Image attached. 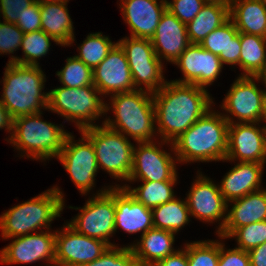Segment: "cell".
<instances>
[{
  "label": "cell",
  "instance_id": "obj_1",
  "mask_svg": "<svg viewBox=\"0 0 266 266\" xmlns=\"http://www.w3.org/2000/svg\"><path fill=\"white\" fill-rule=\"evenodd\" d=\"M153 103L161 145L171 144L213 106L207 89L175 81L153 93Z\"/></svg>",
  "mask_w": 266,
  "mask_h": 266
},
{
  "label": "cell",
  "instance_id": "obj_2",
  "mask_svg": "<svg viewBox=\"0 0 266 266\" xmlns=\"http://www.w3.org/2000/svg\"><path fill=\"white\" fill-rule=\"evenodd\" d=\"M228 127L229 123L222 113L210 109L170 144L171 152L180 163L224 162L228 149Z\"/></svg>",
  "mask_w": 266,
  "mask_h": 266
},
{
  "label": "cell",
  "instance_id": "obj_3",
  "mask_svg": "<svg viewBox=\"0 0 266 266\" xmlns=\"http://www.w3.org/2000/svg\"><path fill=\"white\" fill-rule=\"evenodd\" d=\"M110 96L111 107L106 103L105 109L106 112L112 109L115 118L108 117L102 124L127 138L130 136L136 143L154 141L156 120L153 93L135 89Z\"/></svg>",
  "mask_w": 266,
  "mask_h": 266
},
{
  "label": "cell",
  "instance_id": "obj_4",
  "mask_svg": "<svg viewBox=\"0 0 266 266\" xmlns=\"http://www.w3.org/2000/svg\"><path fill=\"white\" fill-rule=\"evenodd\" d=\"M5 67L0 102L11 118L14 120L47 110L48 92H42L46 76L41 67L13 62H8Z\"/></svg>",
  "mask_w": 266,
  "mask_h": 266
},
{
  "label": "cell",
  "instance_id": "obj_5",
  "mask_svg": "<svg viewBox=\"0 0 266 266\" xmlns=\"http://www.w3.org/2000/svg\"><path fill=\"white\" fill-rule=\"evenodd\" d=\"M64 194L58 186L37 195L36 197L17 204L0 216V229L3 239L50 230V224L64 209Z\"/></svg>",
  "mask_w": 266,
  "mask_h": 266
},
{
  "label": "cell",
  "instance_id": "obj_6",
  "mask_svg": "<svg viewBox=\"0 0 266 266\" xmlns=\"http://www.w3.org/2000/svg\"><path fill=\"white\" fill-rule=\"evenodd\" d=\"M42 112L20 116L13 120L12 133L8 142L13 144L19 152L28 158L36 160H50L60 154L65 139L69 134L63 125L41 119Z\"/></svg>",
  "mask_w": 266,
  "mask_h": 266
},
{
  "label": "cell",
  "instance_id": "obj_7",
  "mask_svg": "<svg viewBox=\"0 0 266 266\" xmlns=\"http://www.w3.org/2000/svg\"><path fill=\"white\" fill-rule=\"evenodd\" d=\"M94 85L78 88L60 86L48 92L49 111L66 118V121L75 122L80 130L91 127L96 119L106 114V103Z\"/></svg>",
  "mask_w": 266,
  "mask_h": 266
},
{
  "label": "cell",
  "instance_id": "obj_8",
  "mask_svg": "<svg viewBox=\"0 0 266 266\" xmlns=\"http://www.w3.org/2000/svg\"><path fill=\"white\" fill-rule=\"evenodd\" d=\"M79 132L92 142L98 167L114 179L127 182L133 166L134 144L122 133L104 124L87 127Z\"/></svg>",
  "mask_w": 266,
  "mask_h": 266
},
{
  "label": "cell",
  "instance_id": "obj_9",
  "mask_svg": "<svg viewBox=\"0 0 266 266\" xmlns=\"http://www.w3.org/2000/svg\"><path fill=\"white\" fill-rule=\"evenodd\" d=\"M99 191L82 208L69 207L80 210V213L67 224L80 234L115 246L109 239L115 233L114 186Z\"/></svg>",
  "mask_w": 266,
  "mask_h": 266
},
{
  "label": "cell",
  "instance_id": "obj_10",
  "mask_svg": "<svg viewBox=\"0 0 266 266\" xmlns=\"http://www.w3.org/2000/svg\"><path fill=\"white\" fill-rule=\"evenodd\" d=\"M117 43L126 54L135 89L155 93L166 84L162 60L150 39L125 37Z\"/></svg>",
  "mask_w": 266,
  "mask_h": 266
},
{
  "label": "cell",
  "instance_id": "obj_11",
  "mask_svg": "<svg viewBox=\"0 0 266 266\" xmlns=\"http://www.w3.org/2000/svg\"><path fill=\"white\" fill-rule=\"evenodd\" d=\"M261 82L259 76H241L233 82L225 95L221 108L228 114L224 118L231 123H261L265 117L266 90L259 89L255 82Z\"/></svg>",
  "mask_w": 266,
  "mask_h": 266
},
{
  "label": "cell",
  "instance_id": "obj_12",
  "mask_svg": "<svg viewBox=\"0 0 266 266\" xmlns=\"http://www.w3.org/2000/svg\"><path fill=\"white\" fill-rule=\"evenodd\" d=\"M77 143L69 133L57 159L70 174L72 182L82 194L87 195L95 185V177L99 170L92 142L81 132Z\"/></svg>",
  "mask_w": 266,
  "mask_h": 266
},
{
  "label": "cell",
  "instance_id": "obj_13",
  "mask_svg": "<svg viewBox=\"0 0 266 266\" xmlns=\"http://www.w3.org/2000/svg\"><path fill=\"white\" fill-rule=\"evenodd\" d=\"M62 230V231H61ZM55 234V266H82L99 258L109 245L78 233L65 224Z\"/></svg>",
  "mask_w": 266,
  "mask_h": 266
},
{
  "label": "cell",
  "instance_id": "obj_14",
  "mask_svg": "<svg viewBox=\"0 0 266 266\" xmlns=\"http://www.w3.org/2000/svg\"><path fill=\"white\" fill-rule=\"evenodd\" d=\"M133 149V166L128 181L177 180L176 161L156 142L137 143ZM176 160V161H175Z\"/></svg>",
  "mask_w": 266,
  "mask_h": 266
},
{
  "label": "cell",
  "instance_id": "obj_15",
  "mask_svg": "<svg viewBox=\"0 0 266 266\" xmlns=\"http://www.w3.org/2000/svg\"><path fill=\"white\" fill-rule=\"evenodd\" d=\"M199 174V175H198ZM196 180L192 183L186 202L190 216L203 222H219L218 234L226 221L227 202L219 190V186L210 178L198 173Z\"/></svg>",
  "mask_w": 266,
  "mask_h": 266
},
{
  "label": "cell",
  "instance_id": "obj_16",
  "mask_svg": "<svg viewBox=\"0 0 266 266\" xmlns=\"http://www.w3.org/2000/svg\"><path fill=\"white\" fill-rule=\"evenodd\" d=\"M225 160L266 164V125L260 127L259 123L238 122L229 124Z\"/></svg>",
  "mask_w": 266,
  "mask_h": 266
},
{
  "label": "cell",
  "instance_id": "obj_17",
  "mask_svg": "<svg viewBox=\"0 0 266 266\" xmlns=\"http://www.w3.org/2000/svg\"><path fill=\"white\" fill-rule=\"evenodd\" d=\"M46 230L15 237L8 246L0 250L2 264H30L39 260L55 266V233Z\"/></svg>",
  "mask_w": 266,
  "mask_h": 266
},
{
  "label": "cell",
  "instance_id": "obj_18",
  "mask_svg": "<svg viewBox=\"0 0 266 266\" xmlns=\"http://www.w3.org/2000/svg\"><path fill=\"white\" fill-rule=\"evenodd\" d=\"M182 73L183 79L172 80L178 83L194 84L206 88L222 71L223 64L218 55L205 50L200 44H190L174 62Z\"/></svg>",
  "mask_w": 266,
  "mask_h": 266
},
{
  "label": "cell",
  "instance_id": "obj_19",
  "mask_svg": "<svg viewBox=\"0 0 266 266\" xmlns=\"http://www.w3.org/2000/svg\"><path fill=\"white\" fill-rule=\"evenodd\" d=\"M92 71L93 84L102 95L135 90L126 54L118 43Z\"/></svg>",
  "mask_w": 266,
  "mask_h": 266
},
{
  "label": "cell",
  "instance_id": "obj_20",
  "mask_svg": "<svg viewBox=\"0 0 266 266\" xmlns=\"http://www.w3.org/2000/svg\"><path fill=\"white\" fill-rule=\"evenodd\" d=\"M121 4V5H120ZM123 20L129 25L131 37L151 39L167 10L166 0H121Z\"/></svg>",
  "mask_w": 266,
  "mask_h": 266
},
{
  "label": "cell",
  "instance_id": "obj_21",
  "mask_svg": "<svg viewBox=\"0 0 266 266\" xmlns=\"http://www.w3.org/2000/svg\"><path fill=\"white\" fill-rule=\"evenodd\" d=\"M115 232L118 228L134 234L154 228L152 210L145 207L121 185L114 186Z\"/></svg>",
  "mask_w": 266,
  "mask_h": 266
},
{
  "label": "cell",
  "instance_id": "obj_22",
  "mask_svg": "<svg viewBox=\"0 0 266 266\" xmlns=\"http://www.w3.org/2000/svg\"><path fill=\"white\" fill-rule=\"evenodd\" d=\"M150 40L158 58L160 60L165 59L173 64L191 44L186 24L182 23L168 10L163 13Z\"/></svg>",
  "mask_w": 266,
  "mask_h": 266
},
{
  "label": "cell",
  "instance_id": "obj_23",
  "mask_svg": "<svg viewBox=\"0 0 266 266\" xmlns=\"http://www.w3.org/2000/svg\"><path fill=\"white\" fill-rule=\"evenodd\" d=\"M227 205L226 221L217 234L222 240L227 239L237 228L266 220V189L249 193L242 198L230 201Z\"/></svg>",
  "mask_w": 266,
  "mask_h": 266
},
{
  "label": "cell",
  "instance_id": "obj_24",
  "mask_svg": "<svg viewBox=\"0 0 266 266\" xmlns=\"http://www.w3.org/2000/svg\"><path fill=\"white\" fill-rule=\"evenodd\" d=\"M265 164L239 162L222 178L219 190L227 205L230 201L263 189L262 174Z\"/></svg>",
  "mask_w": 266,
  "mask_h": 266
},
{
  "label": "cell",
  "instance_id": "obj_25",
  "mask_svg": "<svg viewBox=\"0 0 266 266\" xmlns=\"http://www.w3.org/2000/svg\"><path fill=\"white\" fill-rule=\"evenodd\" d=\"M175 233L152 228L141 236L136 244H131L138 266H155L177 250L174 249Z\"/></svg>",
  "mask_w": 266,
  "mask_h": 266
},
{
  "label": "cell",
  "instance_id": "obj_26",
  "mask_svg": "<svg viewBox=\"0 0 266 266\" xmlns=\"http://www.w3.org/2000/svg\"><path fill=\"white\" fill-rule=\"evenodd\" d=\"M200 45L205 50L218 55L223 65H239L240 67V32L230 19L210 32Z\"/></svg>",
  "mask_w": 266,
  "mask_h": 266
},
{
  "label": "cell",
  "instance_id": "obj_27",
  "mask_svg": "<svg viewBox=\"0 0 266 266\" xmlns=\"http://www.w3.org/2000/svg\"><path fill=\"white\" fill-rule=\"evenodd\" d=\"M67 2H46L40 4L41 30L54 38L61 46L75 41L73 22Z\"/></svg>",
  "mask_w": 266,
  "mask_h": 266
},
{
  "label": "cell",
  "instance_id": "obj_28",
  "mask_svg": "<svg viewBox=\"0 0 266 266\" xmlns=\"http://www.w3.org/2000/svg\"><path fill=\"white\" fill-rule=\"evenodd\" d=\"M229 18L240 33L266 38V5L261 0H232Z\"/></svg>",
  "mask_w": 266,
  "mask_h": 266
},
{
  "label": "cell",
  "instance_id": "obj_29",
  "mask_svg": "<svg viewBox=\"0 0 266 266\" xmlns=\"http://www.w3.org/2000/svg\"><path fill=\"white\" fill-rule=\"evenodd\" d=\"M229 19V6L206 3L186 25L190 43L201 44L210 32L221 27Z\"/></svg>",
  "mask_w": 266,
  "mask_h": 266
},
{
  "label": "cell",
  "instance_id": "obj_30",
  "mask_svg": "<svg viewBox=\"0 0 266 266\" xmlns=\"http://www.w3.org/2000/svg\"><path fill=\"white\" fill-rule=\"evenodd\" d=\"M241 76H259L266 67V38L240 33Z\"/></svg>",
  "mask_w": 266,
  "mask_h": 266
},
{
  "label": "cell",
  "instance_id": "obj_31",
  "mask_svg": "<svg viewBox=\"0 0 266 266\" xmlns=\"http://www.w3.org/2000/svg\"><path fill=\"white\" fill-rule=\"evenodd\" d=\"M189 215L186 199L180 200L175 197L173 200L152 209L153 226L156 229H162L176 234L182 227L189 223Z\"/></svg>",
  "mask_w": 266,
  "mask_h": 266
},
{
  "label": "cell",
  "instance_id": "obj_32",
  "mask_svg": "<svg viewBox=\"0 0 266 266\" xmlns=\"http://www.w3.org/2000/svg\"><path fill=\"white\" fill-rule=\"evenodd\" d=\"M176 181H142L143 184L136 188H132L126 184L122 187L127 189L145 207L152 210L176 197L173 190Z\"/></svg>",
  "mask_w": 266,
  "mask_h": 266
},
{
  "label": "cell",
  "instance_id": "obj_33",
  "mask_svg": "<svg viewBox=\"0 0 266 266\" xmlns=\"http://www.w3.org/2000/svg\"><path fill=\"white\" fill-rule=\"evenodd\" d=\"M51 41L60 45L54 38L47 35L43 30H37L34 32L24 33L21 48L24 53V57H15L11 55L8 62H13L20 65L39 66L38 60L40 57L45 56L51 46Z\"/></svg>",
  "mask_w": 266,
  "mask_h": 266
},
{
  "label": "cell",
  "instance_id": "obj_34",
  "mask_svg": "<svg viewBox=\"0 0 266 266\" xmlns=\"http://www.w3.org/2000/svg\"><path fill=\"white\" fill-rule=\"evenodd\" d=\"M117 44L101 32L90 33L83 43L78 46L79 54L75 55L92 70L98 66Z\"/></svg>",
  "mask_w": 266,
  "mask_h": 266
},
{
  "label": "cell",
  "instance_id": "obj_35",
  "mask_svg": "<svg viewBox=\"0 0 266 266\" xmlns=\"http://www.w3.org/2000/svg\"><path fill=\"white\" fill-rule=\"evenodd\" d=\"M56 75L63 86L78 88L93 84V71L75 56L68 57L66 64Z\"/></svg>",
  "mask_w": 266,
  "mask_h": 266
},
{
  "label": "cell",
  "instance_id": "obj_36",
  "mask_svg": "<svg viewBox=\"0 0 266 266\" xmlns=\"http://www.w3.org/2000/svg\"><path fill=\"white\" fill-rule=\"evenodd\" d=\"M189 266H217L220 255V241L203 240L186 243Z\"/></svg>",
  "mask_w": 266,
  "mask_h": 266
},
{
  "label": "cell",
  "instance_id": "obj_37",
  "mask_svg": "<svg viewBox=\"0 0 266 266\" xmlns=\"http://www.w3.org/2000/svg\"><path fill=\"white\" fill-rule=\"evenodd\" d=\"M237 240V248L245 251L266 242V220L237 228L228 238Z\"/></svg>",
  "mask_w": 266,
  "mask_h": 266
},
{
  "label": "cell",
  "instance_id": "obj_38",
  "mask_svg": "<svg viewBox=\"0 0 266 266\" xmlns=\"http://www.w3.org/2000/svg\"><path fill=\"white\" fill-rule=\"evenodd\" d=\"M82 266H138L131 247L109 246L96 260Z\"/></svg>",
  "mask_w": 266,
  "mask_h": 266
},
{
  "label": "cell",
  "instance_id": "obj_39",
  "mask_svg": "<svg viewBox=\"0 0 266 266\" xmlns=\"http://www.w3.org/2000/svg\"><path fill=\"white\" fill-rule=\"evenodd\" d=\"M205 4L204 0H166L167 10L186 25L195 18Z\"/></svg>",
  "mask_w": 266,
  "mask_h": 266
},
{
  "label": "cell",
  "instance_id": "obj_40",
  "mask_svg": "<svg viewBox=\"0 0 266 266\" xmlns=\"http://www.w3.org/2000/svg\"><path fill=\"white\" fill-rule=\"evenodd\" d=\"M23 34L16 24L0 21V54H13L20 48Z\"/></svg>",
  "mask_w": 266,
  "mask_h": 266
},
{
  "label": "cell",
  "instance_id": "obj_41",
  "mask_svg": "<svg viewBox=\"0 0 266 266\" xmlns=\"http://www.w3.org/2000/svg\"><path fill=\"white\" fill-rule=\"evenodd\" d=\"M220 242V255L217 266H251L248 251L237 248L226 249ZM226 249V250H225Z\"/></svg>",
  "mask_w": 266,
  "mask_h": 266
},
{
  "label": "cell",
  "instance_id": "obj_42",
  "mask_svg": "<svg viewBox=\"0 0 266 266\" xmlns=\"http://www.w3.org/2000/svg\"><path fill=\"white\" fill-rule=\"evenodd\" d=\"M16 25L23 33L41 30L40 4L33 2L17 19Z\"/></svg>",
  "mask_w": 266,
  "mask_h": 266
},
{
  "label": "cell",
  "instance_id": "obj_43",
  "mask_svg": "<svg viewBox=\"0 0 266 266\" xmlns=\"http://www.w3.org/2000/svg\"><path fill=\"white\" fill-rule=\"evenodd\" d=\"M34 0H0V12L3 21L16 24L20 15L32 5Z\"/></svg>",
  "mask_w": 266,
  "mask_h": 266
},
{
  "label": "cell",
  "instance_id": "obj_44",
  "mask_svg": "<svg viewBox=\"0 0 266 266\" xmlns=\"http://www.w3.org/2000/svg\"><path fill=\"white\" fill-rule=\"evenodd\" d=\"M155 266H189L186 244L183 249L178 248L176 252L159 261Z\"/></svg>",
  "mask_w": 266,
  "mask_h": 266
},
{
  "label": "cell",
  "instance_id": "obj_45",
  "mask_svg": "<svg viewBox=\"0 0 266 266\" xmlns=\"http://www.w3.org/2000/svg\"><path fill=\"white\" fill-rule=\"evenodd\" d=\"M248 253L251 266H266V242L250 249Z\"/></svg>",
  "mask_w": 266,
  "mask_h": 266
},
{
  "label": "cell",
  "instance_id": "obj_46",
  "mask_svg": "<svg viewBox=\"0 0 266 266\" xmlns=\"http://www.w3.org/2000/svg\"><path fill=\"white\" fill-rule=\"evenodd\" d=\"M13 119L11 118L8 110L0 102V129L7 130L10 134L12 133Z\"/></svg>",
  "mask_w": 266,
  "mask_h": 266
},
{
  "label": "cell",
  "instance_id": "obj_47",
  "mask_svg": "<svg viewBox=\"0 0 266 266\" xmlns=\"http://www.w3.org/2000/svg\"><path fill=\"white\" fill-rule=\"evenodd\" d=\"M205 3H210V4H224L227 6H230L232 3V0H204Z\"/></svg>",
  "mask_w": 266,
  "mask_h": 266
},
{
  "label": "cell",
  "instance_id": "obj_48",
  "mask_svg": "<svg viewBox=\"0 0 266 266\" xmlns=\"http://www.w3.org/2000/svg\"><path fill=\"white\" fill-rule=\"evenodd\" d=\"M69 2V0H34V2H38L39 4L46 2Z\"/></svg>",
  "mask_w": 266,
  "mask_h": 266
},
{
  "label": "cell",
  "instance_id": "obj_49",
  "mask_svg": "<svg viewBox=\"0 0 266 266\" xmlns=\"http://www.w3.org/2000/svg\"><path fill=\"white\" fill-rule=\"evenodd\" d=\"M259 77L261 78V82L265 84L264 86L266 89V67H265L264 71L259 75Z\"/></svg>",
  "mask_w": 266,
  "mask_h": 266
},
{
  "label": "cell",
  "instance_id": "obj_50",
  "mask_svg": "<svg viewBox=\"0 0 266 266\" xmlns=\"http://www.w3.org/2000/svg\"><path fill=\"white\" fill-rule=\"evenodd\" d=\"M263 122H265V123H266V106H265V117H264V120H263Z\"/></svg>",
  "mask_w": 266,
  "mask_h": 266
}]
</instances>
